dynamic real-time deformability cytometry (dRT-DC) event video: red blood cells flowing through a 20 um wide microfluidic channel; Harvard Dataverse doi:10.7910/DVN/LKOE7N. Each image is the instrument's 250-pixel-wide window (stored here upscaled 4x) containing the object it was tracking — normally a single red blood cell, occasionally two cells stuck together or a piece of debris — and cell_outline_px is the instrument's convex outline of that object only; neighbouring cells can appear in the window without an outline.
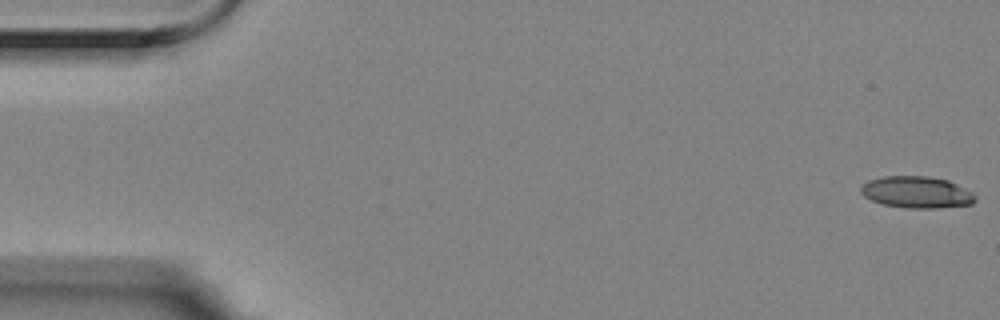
{"species": "Egyptian fruit bat (a non-hibernating species)", "species_latin": "Rousettus aegyptiacus", "temperature_condition": "room temperature", "stored_images_in_passage": 6, "camera_frame_rate_fps": 3000, "um_per_image_px": 0.085, "animal": {"sex": "female"}, "frame": {"image": 1, "passage_image": 1, "time_ms": 0.0, "image_size_px": [1000, 320], "cell_outline_px": [[976, 200], [972, 204], [936, 208], [904, 208], [884, 204], [872, 200], [864, 196], [860, 192], [860, 188], [868, 180], [884, 176], [928, 176], [948, 180], [972, 192], [976, 196]], "centroid_in_image_um": [77.92, 16.34], "position_along_channel_um": 7.1, "area_um2": 21.1}}